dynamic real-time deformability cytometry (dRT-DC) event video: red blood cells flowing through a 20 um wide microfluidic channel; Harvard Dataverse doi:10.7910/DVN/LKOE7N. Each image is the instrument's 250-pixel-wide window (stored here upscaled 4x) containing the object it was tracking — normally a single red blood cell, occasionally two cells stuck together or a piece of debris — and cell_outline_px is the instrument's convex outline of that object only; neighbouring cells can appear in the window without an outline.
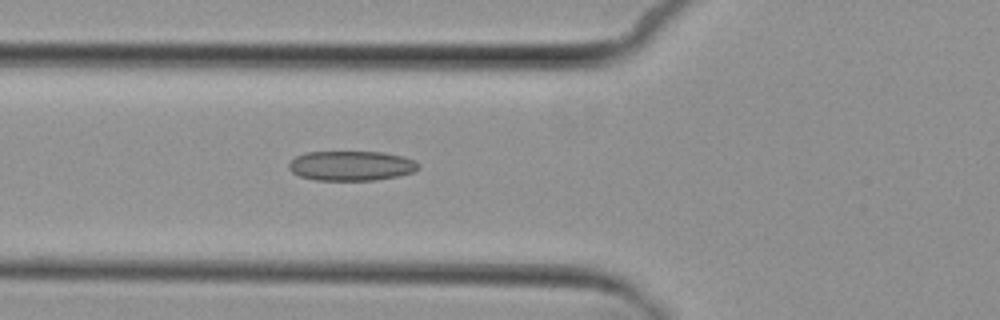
{"species": "common noctule bat (a hibernating species)", "species_latin": "Nyctalus noctula", "temperature_condition": "cold", "stored_images_in_passage": 4, "camera_frame_rate_fps": 3000, "um_per_image_px": 0.085, "animal": {"sex": "female", "body_mass_g": 29.2, "forearm_length_mm": 56.3}, "frame": {"image": 1, "passage_image": 4, "time_ms": 3.333, "image_size_px": [1000, 320], "cell_outline_px": [[420, 168], [412, 172], [396, 176], [376, 180], [316, 180], [300, 176], [292, 172], [288, 168], [288, 164], [296, 156], [304, 152], [384, 152], [404, 156], [420, 164]], "centroid_in_image_um": [29.85, 14.08], "position_along_channel_um": 95.9, "area_um2": 22.48}}